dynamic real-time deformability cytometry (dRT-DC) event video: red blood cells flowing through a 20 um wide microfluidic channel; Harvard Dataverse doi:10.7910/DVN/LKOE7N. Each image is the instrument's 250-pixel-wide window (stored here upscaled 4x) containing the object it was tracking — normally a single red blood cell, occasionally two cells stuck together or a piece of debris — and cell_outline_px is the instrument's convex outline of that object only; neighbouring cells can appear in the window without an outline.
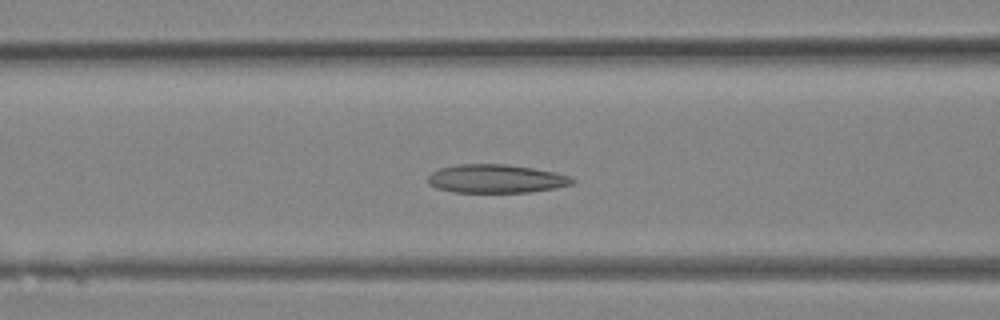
{"species": "Egyptian fruit bat (a non-hibernating species)", "species_latin": "Rousettus aegyptiacus", "temperature_condition": "room temperature", "stored_images_in_passage": 32, "camera_frame_rate_fps": 3000, "um_per_image_px": 0.085, "animal": {"sex": "female"}, "frame": {"image": 1, "passage_image": 13, "time_ms": 4.0, "image_size_px": [1000, 320], "cell_outline_px": [[576, 180], [572, 184], [556, 188], [528, 192], [452, 192], [436, 188], [428, 184], [428, 176], [432, 172], [440, 168], [456, 164], [508, 164], [556, 172], [568, 176]], "centroid_in_image_um": [42.14, 15.19], "position_along_channel_um": 124.5, "area_um2": 24.04}}
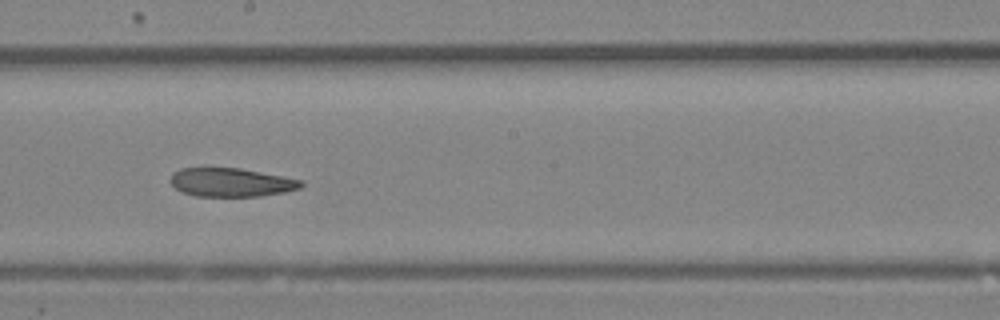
{"frame": {"image": 2, "passage_image": 18, "time_ms": 5.667, "image_size_px": [1000, 320], "cell_outline_px": [[304, 184], [300, 188], [284, 192], [260, 196], [196, 196], [180, 192], [168, 180], [172, 172], [180, 168], [240, 168], [304, 180]], "centroid_in_image_um": [19.62, 15.5], "position_along_channel_um": 228.6, "area_um2": 21.96}}
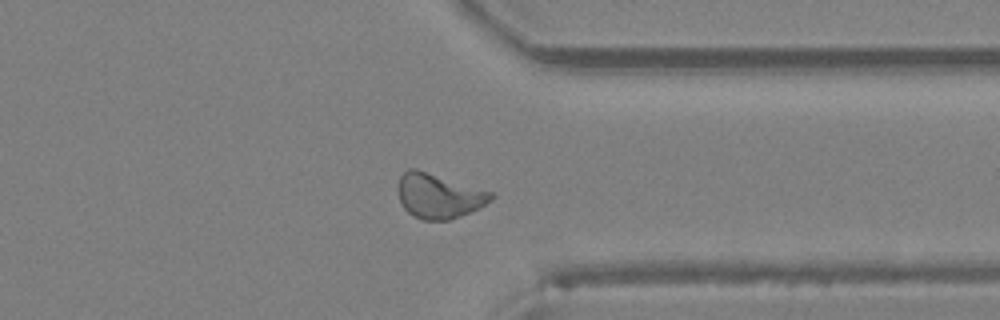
{"frame": {"image": 3, "passage_image": 25, "time_ms": 8.0, "image_size_px": [1000, 320], "cell_outline_px": [[496, 196], [492, 200], [460, 216], [448, 220], [424, 220], [408, 212], [404, 208], [400, 200], [400, 176], [408, 168], [416, 168], [496, 192]], "centroid_in_image_um": [37.35, 16.63], "position_along_channel_um": 374.0, "area_um2": 24.1}}